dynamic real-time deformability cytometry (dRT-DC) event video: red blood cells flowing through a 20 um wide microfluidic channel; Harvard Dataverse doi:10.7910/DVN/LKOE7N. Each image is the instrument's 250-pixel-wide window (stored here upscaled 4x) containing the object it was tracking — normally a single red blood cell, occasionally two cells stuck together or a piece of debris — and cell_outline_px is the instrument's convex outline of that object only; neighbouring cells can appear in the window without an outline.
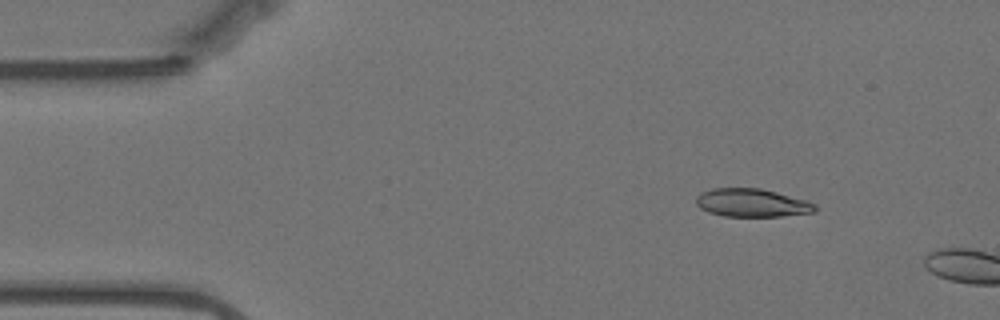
{"species": "Egyptian fruit bat (a non-hibernating species)", "species_latin": "Rousettus aegyptiacus", "temperature_condition": "warm", "stored_images_in_passage": 9, "camera_frame_rate_fps": 3000, "um_per_image_px": 0.085, "animal": {"sex": "female"}, "frame": {"image": 1, "passage_image": 6, "time_ms": 1.667, "image_size_px": [1000, 320], "cell_outline_px": [[816, 212], [780, 216], [724, 216], [708, 212], [700, 208], [696, 204], [696, 196], [700, 192], [712, 188], [760, 188], [808, 200], [816, 204]], "centroid_in_image_um": [63.91, 17.23], "position_along_channel_um": 21.1, "area_um2": 19.65}}